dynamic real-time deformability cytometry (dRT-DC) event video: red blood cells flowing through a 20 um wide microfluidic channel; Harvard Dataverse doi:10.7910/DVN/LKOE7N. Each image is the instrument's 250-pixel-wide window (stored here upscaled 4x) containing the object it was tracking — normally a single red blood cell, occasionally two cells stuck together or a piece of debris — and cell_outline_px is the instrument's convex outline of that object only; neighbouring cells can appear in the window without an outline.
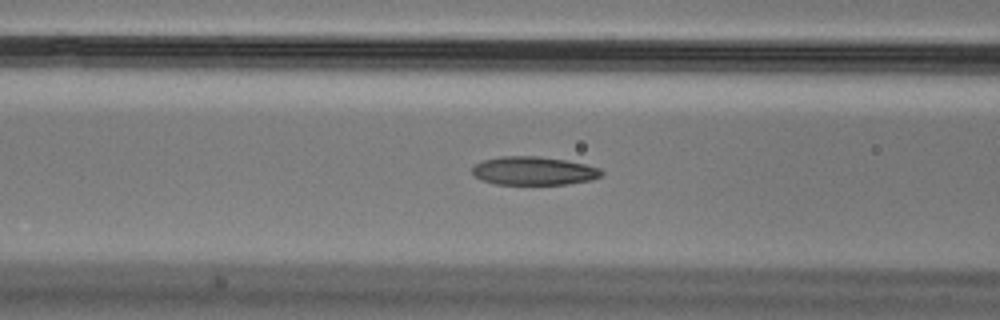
{"species": "Egyptian fruit bat (a non-hibernating species)", "species_latin": "Rousettus aegyptiacus", "temperature_condition": "cold", "stored_images_in_passage": 41, "camera_frame_rate_fps": 3000, "um_per_image_px": 0.085, "animal": {"sex": "male"}, "frame": {"image": 1, "passage_image": 13, "time_ms": 4.0, "image_size_px": [1000, 320], "cell_outline_px": [[604, 172], [600, 176], [592, 180], [568, 184], [496, 184], [480, 180], [472, 176], [472, 168], [476, 164], [484, 160], [500, 156], [540, 156], [564, 160], [584, 164], [600, 168]], "centroid_in_image_um": [45.34, 14.52], "position_along_channel_um": 121.3, "area_um2": 21.5}}
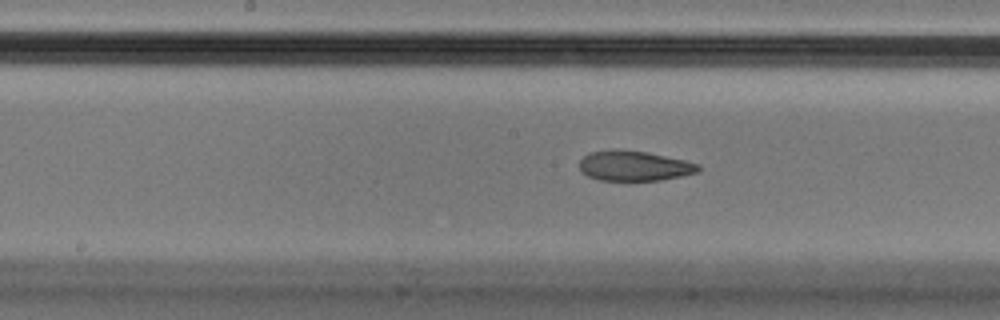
{"frame": {"image": 2, "passage_image": 19, "time_ms": 6.0, "image_size_px": [1000, 320], "cell_outline_px": [[700, 172], [660, 180], [600, 180], [588, 176], [580, 168], [580, 160], [584, 156], [592, 152], [648, 152], [684, 160], [700, 164]], "centroid_in_image_um": [53.99, 14.13], "position_along_channel_um": 194.2, "area_um2": 20.0}}
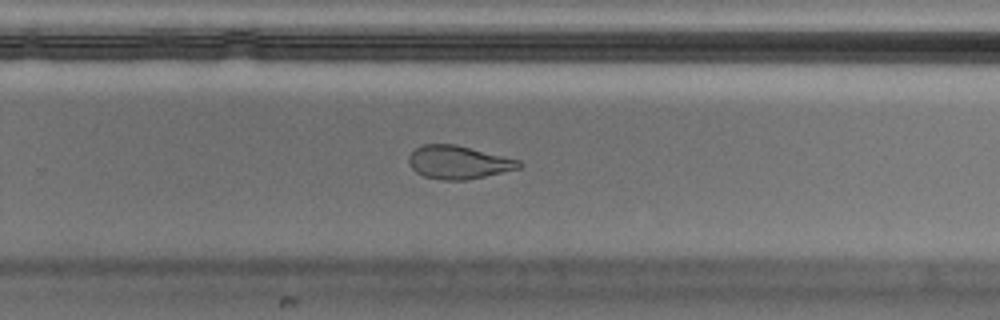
{"frame": {"image": 3, "passage_image": 27, "time_ms": 8.667, "image_size_px": [1000, 320], "cell_outline_px": [[524, 164], [520, 168], [468, 180], [444, 180], [424, 176], [416, 172], [408, 164], [408, 156], [416, 148], [424, 144], [456, 144], [520, 160]], "centroid_in_image_um": [38.97, 13.79], "position_along_channel_um": 290.8, "area_um2": 21.39}, "authors_computed_cell_mechanics": {"area_um2": 21.7906, "velocity_mm_per_s": 3.6323, "shape_relaxation_time_tau1_ms": null, "shape_relaxation_time_tau2_ms": 2.5963, "deformation_change_tau1": null, "deformation_change_tau2": 0.0822}}